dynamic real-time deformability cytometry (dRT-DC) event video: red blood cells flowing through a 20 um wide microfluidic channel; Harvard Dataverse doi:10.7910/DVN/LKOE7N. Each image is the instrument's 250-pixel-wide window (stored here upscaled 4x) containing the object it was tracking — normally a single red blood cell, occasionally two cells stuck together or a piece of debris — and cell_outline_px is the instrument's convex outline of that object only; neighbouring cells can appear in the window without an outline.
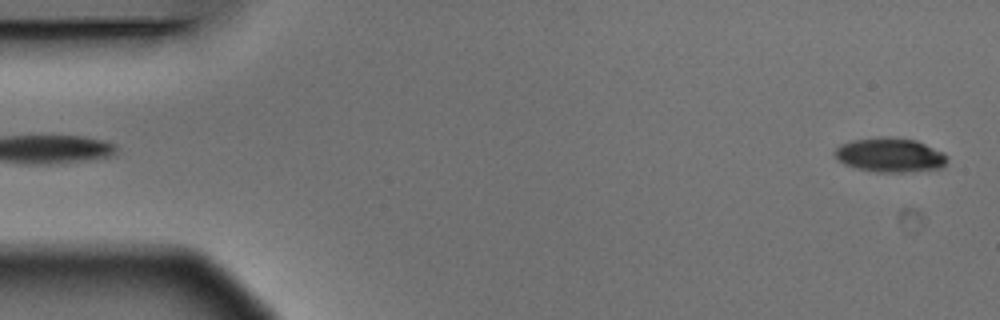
{"species": "Egyptian fruit bat (a non-hibernating species)", "species_latin": "Rousettus aegyptiacus", "temperature_condition": "warm", "stored_images_in_passage": 6, "segment_of_instrument_passage": [2, 2], "camera_frame_rate_fps": 3000, "um_per_image_px": 0.085, "animal": {"sex": "male"}, "frame": {"image": 1, "passage_image": 6, "time_ms": 1.667, "image_size_px": [1000, 320], "cell_outline_px": [[948, 160], [944, 168], [904, 172], [876, 172], [856, 168], [844, 164], [836, 160], [832, 152], [840, 144], [852, 140], [892, 136], [916, 140], [944, 152], [948, 156]], "centroid_in_image_um": [75.65, 13.18], "position_along_channel_um": 9.3, "area_um2": 22.83}}